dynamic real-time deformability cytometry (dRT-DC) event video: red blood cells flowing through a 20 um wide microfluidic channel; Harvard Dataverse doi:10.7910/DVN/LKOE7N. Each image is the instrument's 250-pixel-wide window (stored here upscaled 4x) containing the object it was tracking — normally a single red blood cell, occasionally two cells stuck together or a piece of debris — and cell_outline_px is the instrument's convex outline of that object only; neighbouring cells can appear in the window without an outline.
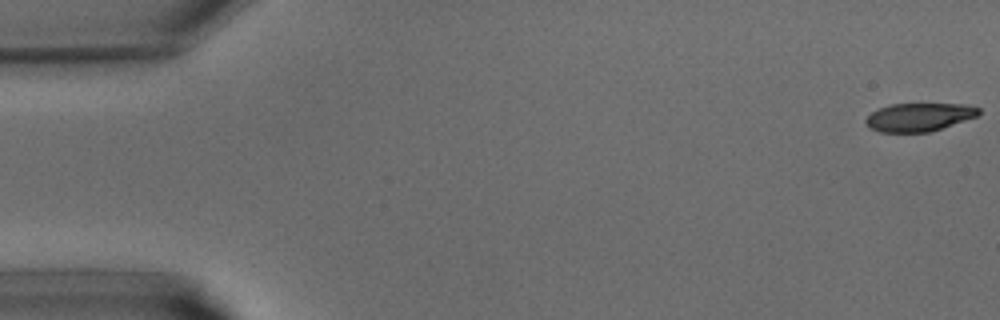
{"species": "common noctule bat (a hibernating species)", "species_latin": "Nyctalus noctula", "temperature_condition": "warm", "stored_images_in_passage": 41, "camera_frame_rate_fps": 3000, "um_per_image_px": 0.085, "animal": {"sex": "male", "body_mass_g": 15.6}, "frame": {"image": 1, "passage_image": 1, "time_ms": 0.0, "image_size_px": [1000, 320], "cell_outline_px": [[980, 112], [976, 116], [928, 132], [880, 132], [872, 128], [864, 120], [872, 112], [880, 108], [892, 104], [964, 104], [980, 108]], "centroid_in_image_um": [78.11, 9.94], "position_along_channel_um": 6.9, "area_um2": 18.15}}
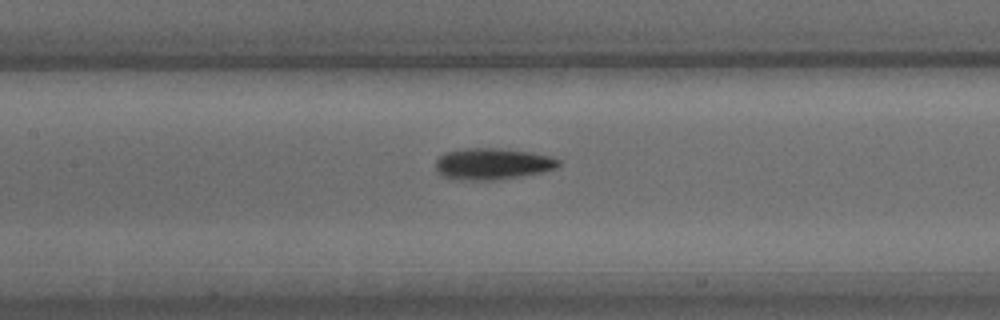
{"frame": {"image": 2, "passage_image": 19, "time_ms": 6.0, "image_size_px": [1000, 320], "cell_outline_px": [[560, 164], [556, 168], [544, 172], [496, 180], [456, 180], [440, 176], [436, 172], [436, 160], [444, 152], [464, 148], [500, 148], [532, 152], [552, 156], [560, 160]], "centroid_in_image_um": [41.84, 13.93], "position_along_channel_um": 165.6, "area_um2": 22.95}}
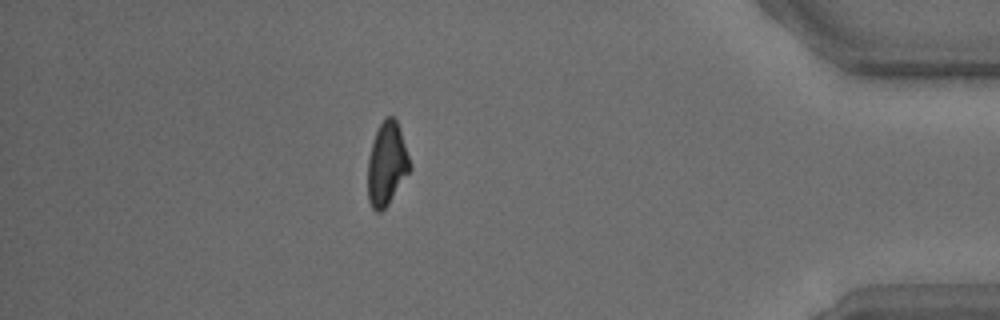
{"frame": {"image": 3, "passage_image": 36, "time_ms": 11.667, "image_size_px": [1000, 320], "cell_outline_px": [[412, 168], [388, 204], [380, 212], [376, 212], [372, 208], [368, 200], [368, 156], [376, 132], [384, 116], [392, 116], [396, 120], [412, 164]], "centroid_in_image_um": [32.88, 13.94], "position_along_channel_um": 402.3, "area_um2": 20.35}}